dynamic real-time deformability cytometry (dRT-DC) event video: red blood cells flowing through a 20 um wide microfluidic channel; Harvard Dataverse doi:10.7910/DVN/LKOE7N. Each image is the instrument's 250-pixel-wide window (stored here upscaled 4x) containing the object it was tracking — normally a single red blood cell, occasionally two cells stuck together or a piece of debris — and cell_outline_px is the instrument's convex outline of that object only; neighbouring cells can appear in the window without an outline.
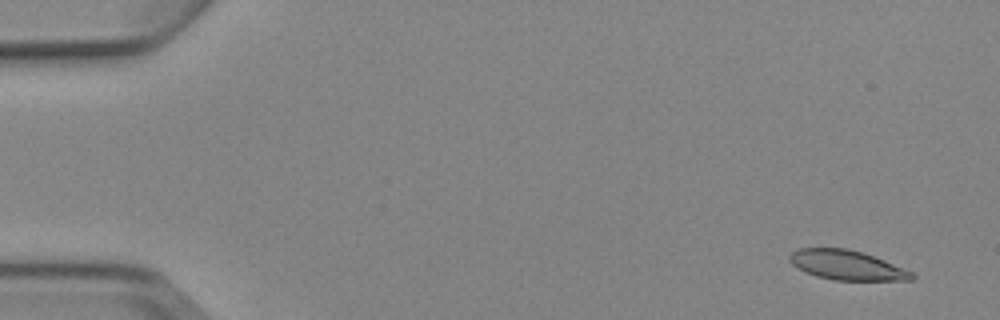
{"species": "Egyptian fruit bat (a non-hibernating species)", "species_latin": "Rousettus aegyptiacus", "temperature_condition": "cold", "stored_images_in_passage": 6, "camera_frame_rate_fps": 3000, "um_per_image_px": 0.085, "animal": {"sex": "female"}, "frame": {"image": 1, "passage_image": 1, "time_ms": 0.0, "image_size_px": [1000, 320], "cell_outline_px": [[916, 276], [912, 280], [832, 280], [816, 276], [792, 264], [788, 260], [788, 256], [792, 252], [800, 248], [848, 248], [884, 260], [912, 272]], "centroid_in_image_um": [71.97, 22.54], "position_along_channel_um": 13.0, "area_um2": 20.81}}
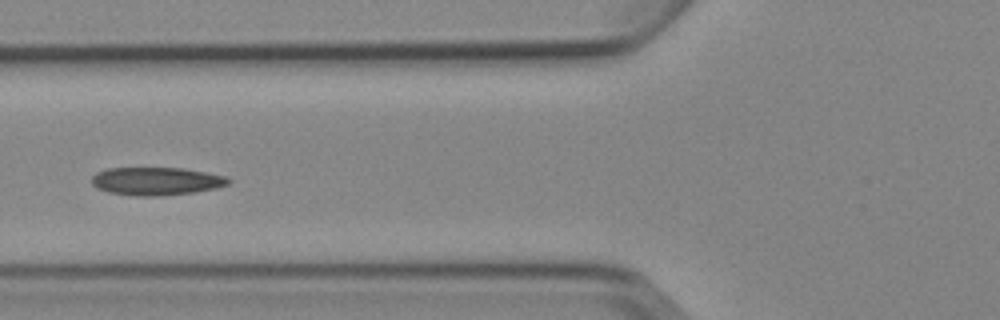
{"frame": {"image": 2, "passage_image": 6, "time_ms": 6.0, "image_size_px": [1000, 320], "cell_outline_px": [[232, 180], [228, 184], [216, 188], [196, 192], [160, 196], [136, 196], [108, 192], [96, 188], [92, 184], [92, 176], [96, 172], [108, 168], [184, 168], [228, 176]], "centroid_in_image_um": [13.3, 15.4], "position_along_channel_um": 112.5, "area_um2": 22.54}}